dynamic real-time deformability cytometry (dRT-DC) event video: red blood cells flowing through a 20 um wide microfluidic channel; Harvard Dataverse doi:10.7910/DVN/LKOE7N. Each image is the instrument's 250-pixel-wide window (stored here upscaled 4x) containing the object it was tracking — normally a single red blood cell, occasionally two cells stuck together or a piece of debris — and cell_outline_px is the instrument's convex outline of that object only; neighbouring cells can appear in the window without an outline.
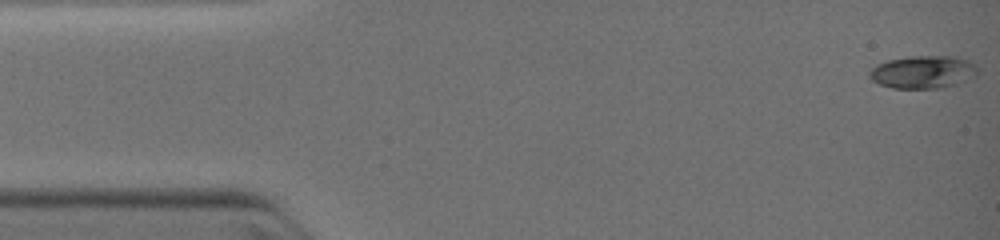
{"species": "common noctule bat (a hibernating species)", "species_latin": "Nyctalus noctula", "temperature_condition": "warm", "stored_images_in_passage": 8, "camera_frame_rate_fps": 3000, "um_per_image_px": 0.085, "animal": {"sex": "female", "body_mass_g": 19.0, "forearm_length_mm": 51.5}, "frame": {"image": 1, "passage_image": 1, "time_ms": 0.0, "image_size_px": [1000, 240], "cell_outline_px": [[980, 68], [976, 76], [956, 84], [940, 88], [892, 88], [880, 84], [872, 80], [868, 76], [868, 72], [876, 64], [888, 60], [908, 56], [952, 56], [968, 60], [976, 64]], "centroid_in_image_um": [78.47, 6.11], "position_along_channel_um": 6.5, "area_um2": 20.87}}
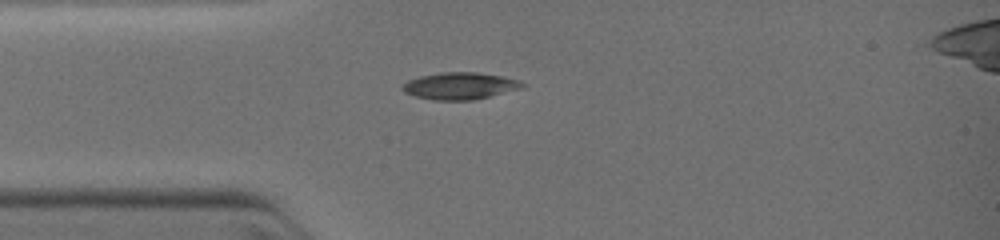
{"frame": {"image": 2, "passage_image": 7, "time_ms": 3.0, "image_size_px": [1000, 240], "cell_outline_px": [[528, 84], [520, 88], [472, 100], [432, 100], [416, 96], [404, 92], [400, 88], [408, 80], [420, 76], [440, 72], [476, 72], [504, 76], [520, 80]], "centroid_in_image_um": [39.09, 7.29], "position_along_channel_um": 45.9, "area_um2": 18.79}}